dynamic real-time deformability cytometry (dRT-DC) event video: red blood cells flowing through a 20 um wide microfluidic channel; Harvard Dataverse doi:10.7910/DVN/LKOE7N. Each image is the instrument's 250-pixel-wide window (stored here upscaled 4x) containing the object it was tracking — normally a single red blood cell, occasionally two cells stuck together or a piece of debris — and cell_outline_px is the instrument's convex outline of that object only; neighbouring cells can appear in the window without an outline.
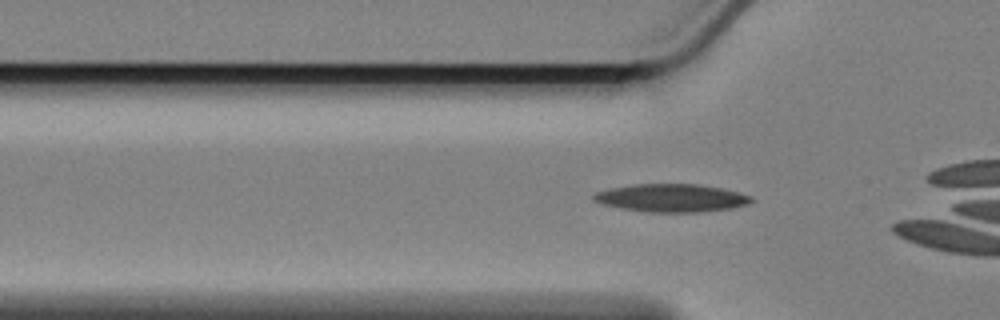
{"species": "Egyptian fruit bat (a non-hibernating species)", "species_latin": "Rousettus aegyptiacus", "temperature_condition": "cold", "stored_images_in_passage": 38, "camera_frame_rate_fps": 3000, "um_per_image_px": 0.085, "animal": {"sex": "female"}, "frame": {"image": 1, "passage_image": 9, "time_ms": 2.667, "image_size_px": [1000, 320], "cell_outline_px": [[756, 200], [748, 204], [732, 208], [700, 212], [648, 212], [620, 208], [604, 204], [592, 200], [592, 196], [596, 192], [608, 188], [632, 184], [696, 184], [720, 188], [752, 196]], "centroid_in_image_um": [57.06, 16.83], "position_along_channel_um": 68.7, "area_um2": 25.72}}
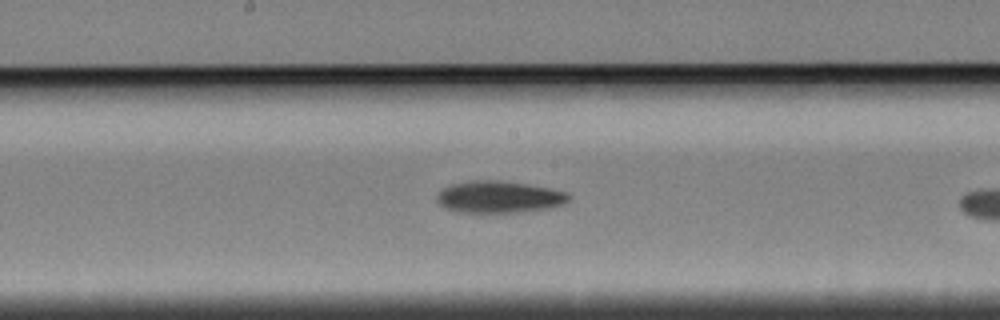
{"frame": {"image": 2, "passage_image": 21, "time_ms": 6.667, "image_size_px": [1000, 320], "cell_outline_px": [[572, 196], [564, 204], [552, 208], [516, 212], [456, 212], [444, 208], [436, 200], [436, 196], [444, 188], [452, 184], [472, 180], [496, 180], [524, 184], [548, 188], [568, 192]], "centroid_in_image_um": [42.42, 16.75], "position_along_channel_um": 205.8, "area_um2": 24.45}}
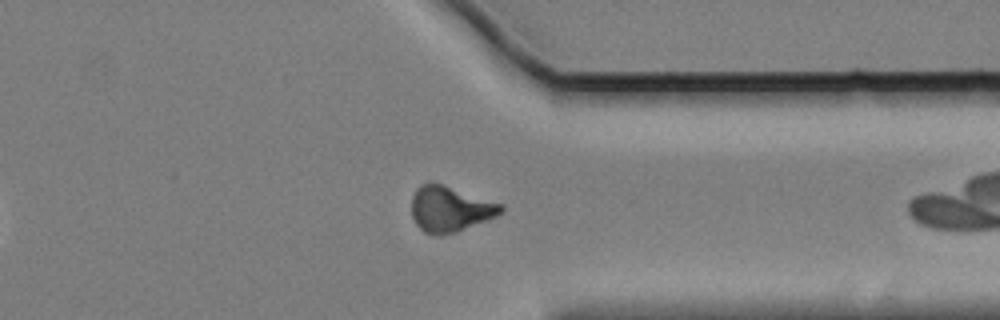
{"frame": {"image": 3, "passage_image": 36, "time_ms": 11.667, "image_size_px": [1000, 320], "cell_outline_px": [[504, 208], [496, 216], [456, 232], [424, 232], [416, 224], [412, 216], [412, 196], [416, 188], [420, 184], [428, 180], [432, 180], [504, 204]], "centroid_in_image_um": [38.24, 17.68], "position_along_channel_um": 373.2, "area_um2": 23.64}}